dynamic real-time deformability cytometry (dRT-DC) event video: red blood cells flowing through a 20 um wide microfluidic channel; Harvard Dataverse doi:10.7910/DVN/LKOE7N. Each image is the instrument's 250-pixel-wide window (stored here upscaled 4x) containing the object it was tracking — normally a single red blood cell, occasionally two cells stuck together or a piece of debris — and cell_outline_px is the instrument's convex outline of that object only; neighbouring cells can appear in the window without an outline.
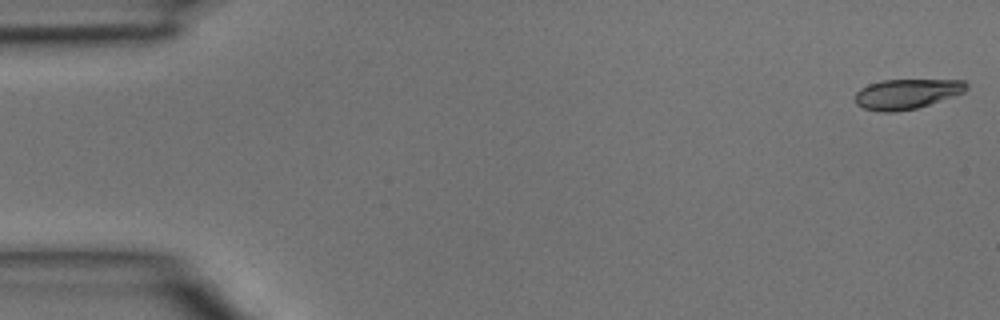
{"species": "common noctule bat (a hibernating species)", "species_latin": "Nyctalus noctula", "temperature_condition": "room temperature", "stored_images_in_passage": 4, "camera_frame_rate_fps": 3000, "um_per_image_px": 0.085, "animal": {"sex": "male", "body_mass_g": 15.6}, "frame": {"image": 1, "passage_image": 1, "time_ms": 0.0, "image_size_px": [1000, 320], "cell_outline_px": [[968, 88], [964, 92], [916, 108], [896, 112], [880, 112], [864, 108], [856, 104], [856, 92], [860, 88], [868, 84], [880, 80], [964, 80], [968, 84]], "centroid_in_image_um": [77.05, 7.97], "position_along_channel_um": 8.0, "area_um2": 19.36}}
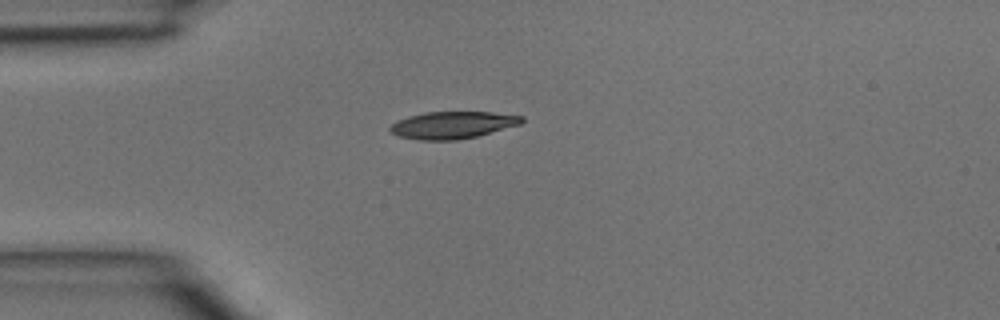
{"frame": {"image": 2, "passage_image": 4, "time_ms": 1.0, "image_size_px": [1000, 320], "cell_outline_px": [[524, 120], [520, 124], [476, 136], [456, 140], [420, 140], [396, 136], [388, 132], [388, 128], [396, 120], [408, 116], [424, 112], [492, 112], [524, 116]], "centroid_in_image_um": [38.4, 10.62], "position_along_channel_um": 46.6, "area_um2": 20.92}}